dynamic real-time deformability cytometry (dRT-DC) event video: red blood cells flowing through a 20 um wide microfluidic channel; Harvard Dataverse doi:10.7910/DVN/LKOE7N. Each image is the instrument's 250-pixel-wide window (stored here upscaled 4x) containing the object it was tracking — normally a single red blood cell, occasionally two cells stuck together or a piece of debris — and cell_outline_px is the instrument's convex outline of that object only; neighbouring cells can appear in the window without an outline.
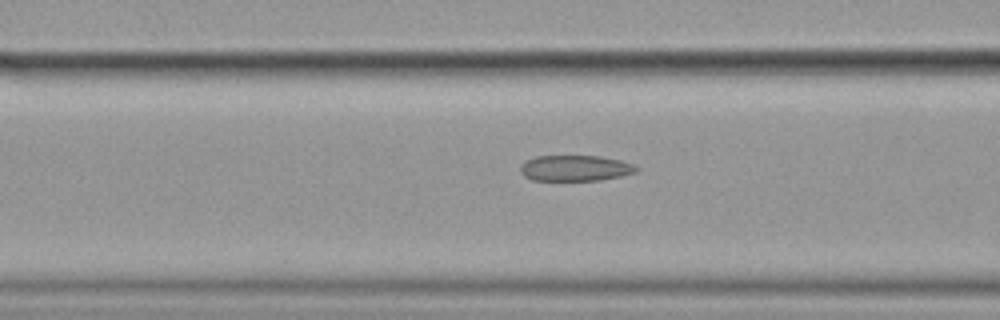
{"species": "common noctule bat (a hibernating species)", "species_latin": "Nyctalus noctula", "temperature_condition": "cold", "stored_images_in_passage": 27, "camera_frame_rate_fps": 3000, "um_per_image_px": 0.085, "animal": {"sex": "female", "body_mass_g": 19.9}, "frame": {"image": 1, "passage_image": 14, "time_ms": 4.333, "image_size_px": [1000, 320], "cell_outline_px": [[640, 168], [636, 172], [620, 176], [600, 180], [532, 180], [524, 176], [520, 172], [520, 164], [524, 160], [536, 156], [600, 156], [620, 160], [632, 164]], "centroid_in_image_um": [48.86, 14.29], "position_along_channel_um": 117.7, "area_um2": 17.51}}
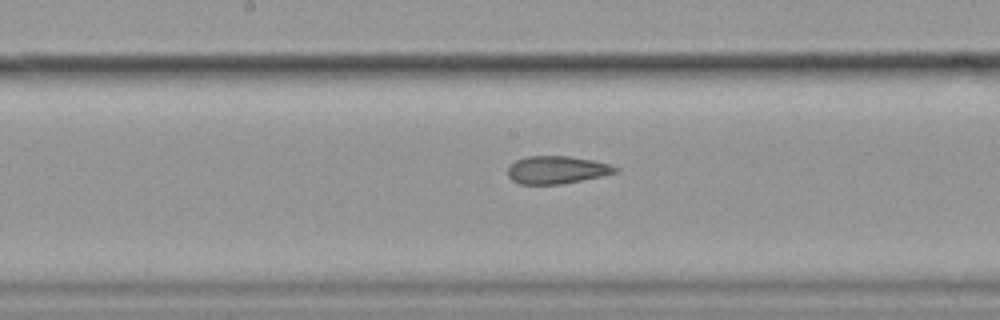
{"frame": {"image": 2, "passage_image": 21, "time_ms": 6.667, "image_size_px": [1000, 320], "cell_outline_px": [[620, 168], [616, 172], [600, 176], [560, 184], [520, 184], [512, 180], [508, 176], [508, 168], [516, 160], [528, 156], [568, 156], [592, 160], [612, 164]], "centroid_in_image_um": [47.33, 14.43], "position_along_channel_um": 200.9, "area_um2": 17.22}}
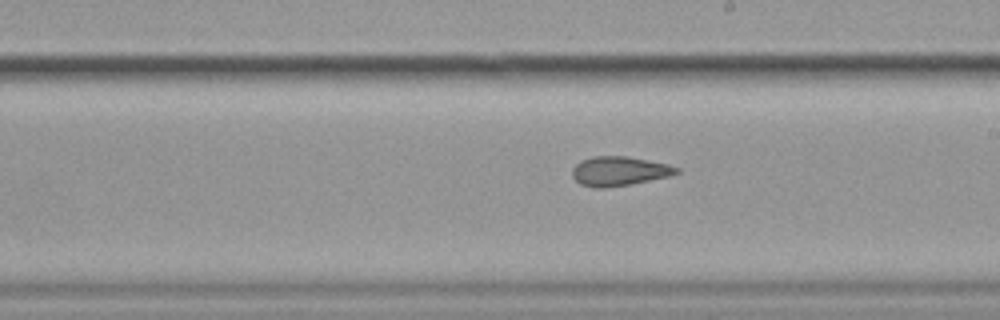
{"frame": {"image": 3, "passage_image": 24, "time_ms": 7.667, "image_size_px": [1000, 320], "cell_outline_px": [[680, 172], [668, 176], [632, 184], [604, 188], [592, 188], [580, 184], [572, 176], [572, 168], [580, 160], [592, 156], [628, 156], [668, 164], [680, 168]], "centroid_in_image_um": [52.61, 14.54], "position_along_channel_um": 236.4, "area_um2": 17.98}}